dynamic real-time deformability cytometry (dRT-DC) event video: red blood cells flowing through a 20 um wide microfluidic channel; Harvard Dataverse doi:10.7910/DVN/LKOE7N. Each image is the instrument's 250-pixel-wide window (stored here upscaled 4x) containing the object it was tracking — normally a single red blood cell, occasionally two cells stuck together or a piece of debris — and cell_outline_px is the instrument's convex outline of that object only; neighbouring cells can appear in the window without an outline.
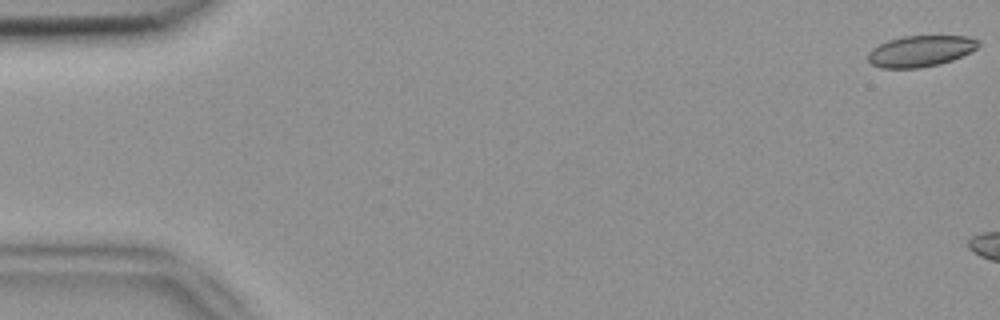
{"species": "common noctule bat (a hibernating species)", "species_latin": "Nyctalus noctula", "temperature_condition": "room temperature", "stored_images_in_passage": 10, "camera_frame_rate_fps": 3000, "um_per_image_px": 0.085, "animal": {"sex": "female", "body_mass_g": 18.4}, "frame": {"image": 1, "passage_image": 1, "time_ms": 0.0, "image_size_px": [1000, 320], "cell_outline_px": [[980, 44], [976, 48], [952, 60], [940, 64], [920, 68], [880, 68], [872, 64], [868, 60], [868, 52], [872, 48], [888, 40], [904, 36], [968, 36], [980, 40]], "centroid_in_image_um": [78.23, 4.34], "position_along_channel_um": 6.8, "area_um2": 20.0}}
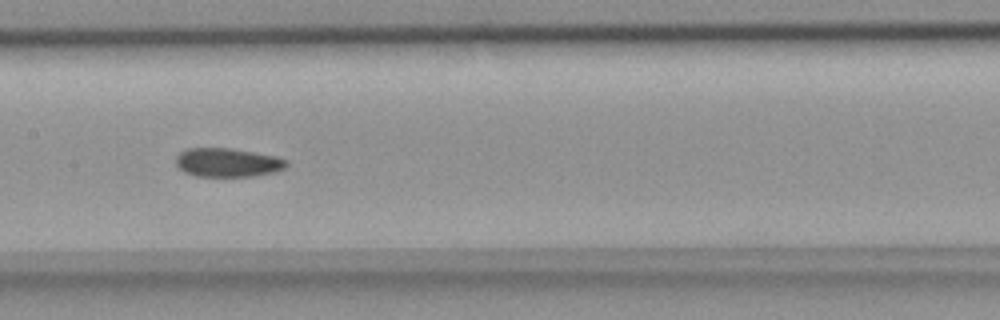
{"frame": {"image": 2, "passage_image": 9, "time_ms": 2.667, "image_size_px": [1000, 320], "cell_outline_px": [[288, 164], [284, 168], [276, 172], [252, 176], [196, 176], [184, 172], [176, 164], [176, 156], [180, 152], [188, 148], [232, 148], [276, 156], [288, 160]], "centroid_in_image_um": [19.36, 13.81], "position_along_channel_um": 188.0, "area_um2": 18.61}}
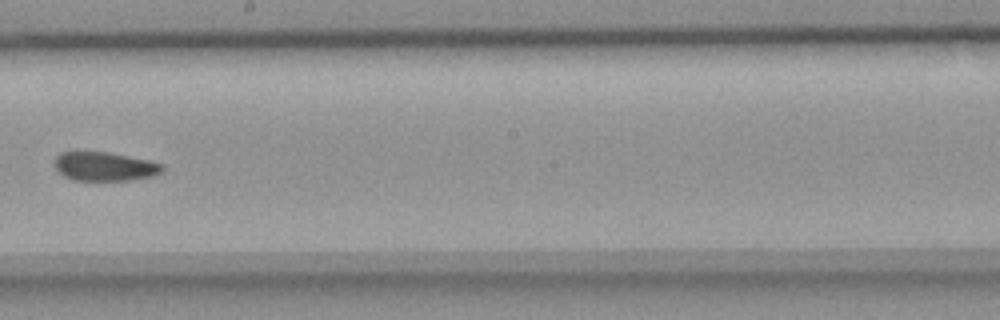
{"frame": {"image": 3, "passage_image": 10, "time_ms": 3.0, "image_size_px": [1000, 320], "cell_outline_px": [[164, 172], [152, 176], [128, 180], [72, 180], [64, 176], [52, 164], [52, 160], [60, 152], [108, 152], [148, 160], [164, 164]], "centroid_in_image_um": [8.88, 14.14], "position_along_channel_um": 239.3, "area_um2": 18.26}}